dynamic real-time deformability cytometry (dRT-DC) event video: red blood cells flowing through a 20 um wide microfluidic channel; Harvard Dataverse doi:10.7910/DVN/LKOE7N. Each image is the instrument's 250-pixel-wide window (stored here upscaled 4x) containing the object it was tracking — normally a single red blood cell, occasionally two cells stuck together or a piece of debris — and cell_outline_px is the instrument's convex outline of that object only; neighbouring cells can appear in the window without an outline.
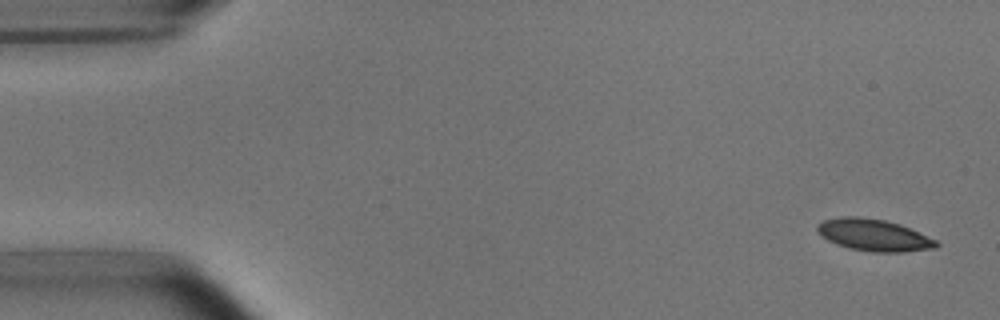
{"species": "common noctule bat (a hibernating species)", "species_latin": "Nyctalus noctula", "temperature_condition": "room temperature", "stored_images_in_passage": 52, "camera_frame_rate_fps": 3000, "um_per_image_px": 0.085, "animal": {"sex": "male", "body_mass_g": 15.6}, "frame": {"image": 1, "passage_image": 2, "time_ms": 0.333, "image_size_px": [1000, 320], "cell_outline_px": [[940, 244], [936, 248], [904, 252], [868, 252], [848, 248], [836, 244], [820, 236], [816, 228], [824, 220], [844, 216], [856, 216], [884, 220], [900, 224], [936, 240]], "centroid_in_image_um": [74.27, 19.99], "position_along_channel_um": 10.7, "area_um2": 22.08}}
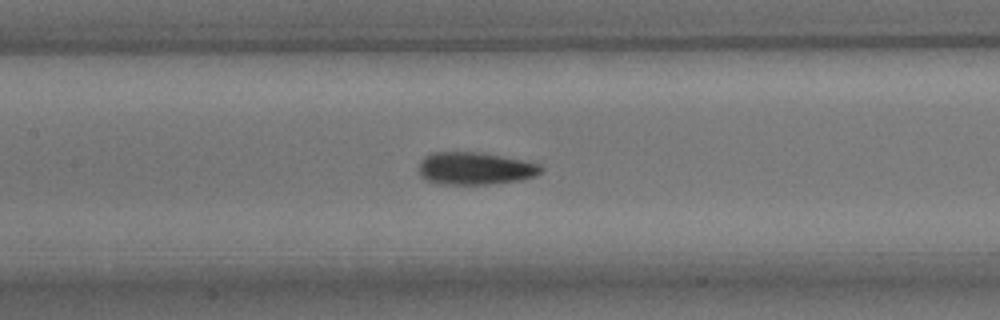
{"frame": {"image": 2, "passage_image": 24, "time_ms": 7.667, "image_size_px": [1000, 320], "cell_outline_px": [[544, 168], [536, 176], [524, 180], [492, 184], [436, 184], [424, 180], [420, 176], [420, 160], [424, 156], [432, 152], [476, 152], [500, 156], [540, 164]], "centroid_in_image_um": [40.36, 14.33], "position_along_channel_um": 167.0, "area_um2": 23.29}}
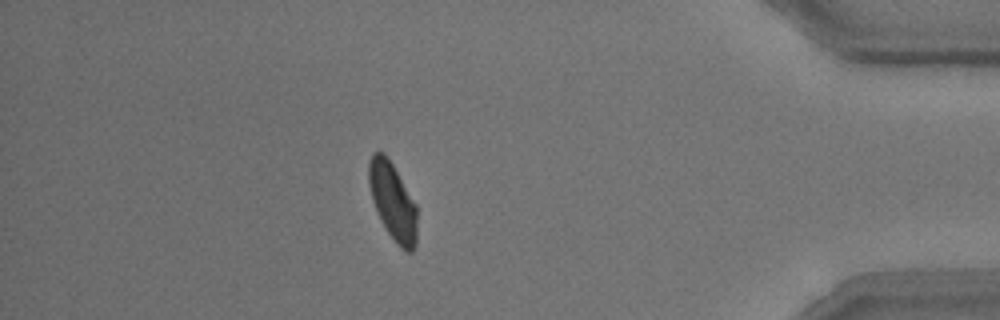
{"frame": {"image": 3, "passage_image": 46, "time_ms": 15.0, "image_size_px": [1000, 320], "cell_outline_px": [[416, 244], [412, 252], [404, 252], [396, 244], [380, 220], [372, 200], [368, 184], [368, 160], [372, 152], [384, 152], [392, 164], [416, 204]], "centroid_in_image_um": [33.36, 17.13], "position_along_channel_um": 401.8, "area_um2": 21.85}, "authors_computed_cell_mechanics": {"area_um2": 22.4264, "velocity_mm_per_s": 3.7884, "shape_relaxation_time_tau1_ms": 4.3046, "shape_relaxation_time_tau2_ms": 2.0462, "deformation_change_tau1": 0.1284, "deformation_change_tau2": 0.0779}}